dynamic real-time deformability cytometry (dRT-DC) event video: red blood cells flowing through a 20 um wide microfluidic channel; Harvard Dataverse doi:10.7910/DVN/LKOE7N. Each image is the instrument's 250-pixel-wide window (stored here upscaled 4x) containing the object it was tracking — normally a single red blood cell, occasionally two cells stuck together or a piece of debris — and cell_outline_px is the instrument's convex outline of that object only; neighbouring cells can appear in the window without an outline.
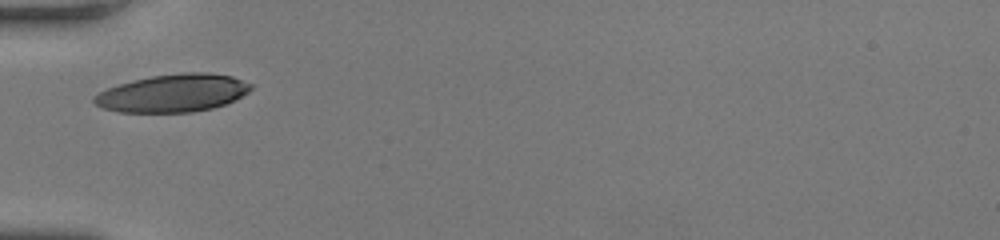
{"species": "human", "species_latin": "Homo sapiens", "temperature_condition": "room temperature", "stored_images_in_passage": 28, "camera_frame_rate_fps": 3000, "um_per_image_px": 0.085, "donor": {"sex": "female"}, "frame": {"image": 1, "passage_image": 1, "time_ms": 0.0, "image_size_px": [1000, 240], "cell_outline_px": [[252, 88], [248, 92], [224, 104], [212, 108], [192, 112], [120, 112], [104, 108], [96, 104], [92, 100], [92, 96], [108, 88], [132, 80], [152, 76], [184, 72], [208, 72], [232, 76], [252, 84]], "centroid_in_image_um": [14.69, 7.91], "position_along_channel_um": 70.3, "area_um2": 34.28}}
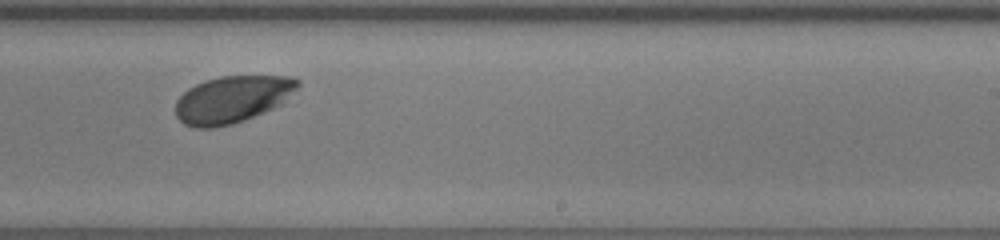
{"frame": {"image": 2, "passage_image": 17, "time_ms": 5.333, "image_size_px": [1000, 240], "cell_outline_px": [[300, 84], [280, 104], [264, 112], [244, 120], [232, 124], [212, 128], [192, 128], [184, 124], [176, 116], [176, 100], [188, 88], [196, 84], [220, 76], [288, 76], [300, 80]], "centroid_in_image_um": [19.71, 8.45], "position_along_channel_um": 269.3, "area_um2": 33.23}}
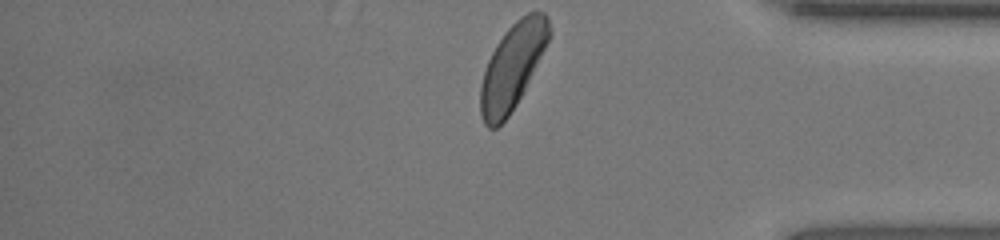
{"frame": {"image": 3, "passage_image": 28, "time_ms": 9.0, "image_size_px": [1000, 240], "cell_outline_px": [[552, 32], [516, 104], [508, 116], [496, 128], [488, 128], [484, 124], [480, 116], [480, 84], [488, 60], [496, 44], [504, 32], [520, 16], [528, 12], [544, 12], [548, 16]], "centroid_in_image_um": [43.53, 5.63], "position_along_channel_um": 391.7, "area_um2": 33.7}, "authors_computed_cell_mechanics": {"area_um2": 33.9286, "velocity_mm_per_s": 3.7693, "shape_relaxation_time_tau1_ms": 1.8558, "shape_relaxation_time_tau2_ms": null, "deformation_change_tau1": 0.1218, "deformation_change_tau2": null}}